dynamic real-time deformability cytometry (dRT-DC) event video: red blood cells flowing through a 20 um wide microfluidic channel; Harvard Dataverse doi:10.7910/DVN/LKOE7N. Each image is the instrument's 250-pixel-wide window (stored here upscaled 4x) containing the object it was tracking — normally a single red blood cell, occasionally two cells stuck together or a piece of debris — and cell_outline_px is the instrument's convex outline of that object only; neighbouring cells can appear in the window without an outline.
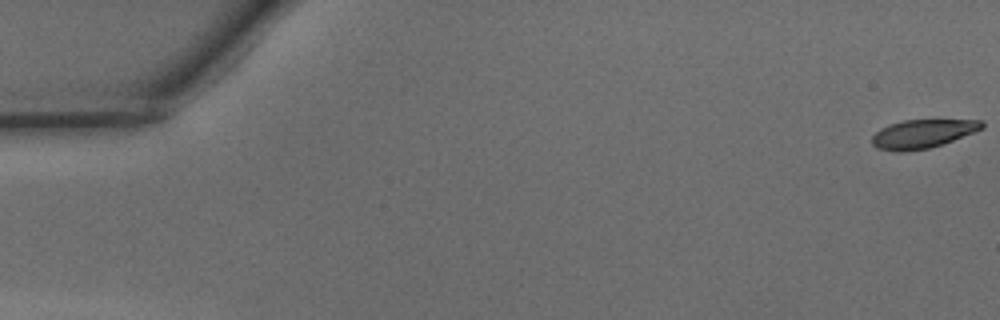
{"species": "common noctule bat (a hibernating species)", "species_latin": "Nyctalus noctula", "temperature_condition": "warm", "stored_images_in_passage": 18, "camera_frame_rate_fps": 3000, "um_per_image_px": 0.085, "animal": {"sex": "male", "body_mass_g": 15.6}, "frame": {"image": 1, "passage_image": 1, "time_ms": 0.0, "image_size_px": [1000, 320], "cell_outline_px": [[984, 128], [944, 144], [928, 148], [900, 152], [896, 152], [876, 148], [872, 144], [872, 136], [880, 128], [888, 124], [904, 120], [984, 120]], "centroid_in_image_um": [78.41, 11.37], "position_along_channel_um": 6.6, "area_um2": 18.44}}
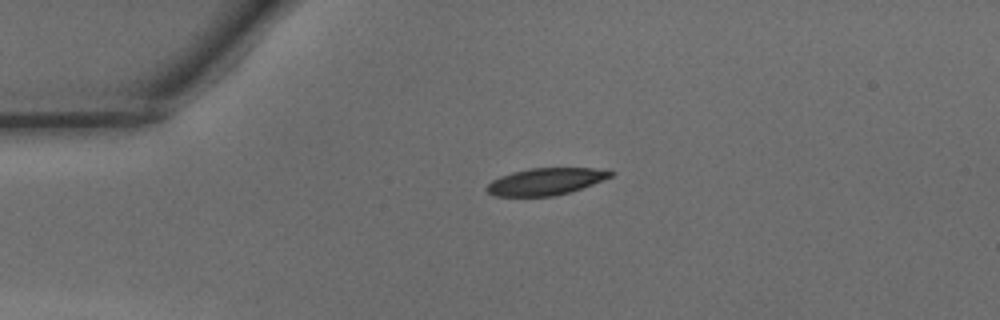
{"frame": {"image": 2, "passage_image": 12, "time_ms": 3.667, "image_size_px": [1000, 320], "cell_outline_px": [[616, 172], [612, 176], [592, 184], [568, 192], [552, 196], [496, 196], [488, 192], [484, 188], [492, 180], [500, 176], [512, 172], [528, 168], [608, 168]], "centroid_in_image_um": [46.4, 15.41], "position_along_channel_um": 38.6, "area_um2": 19.48}}
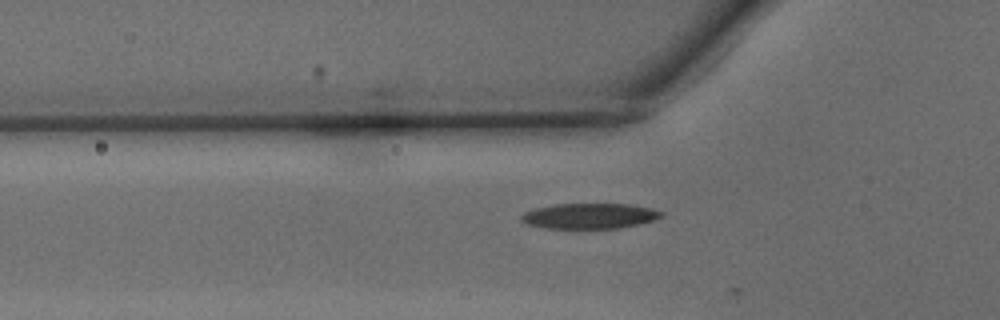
{"frame": {"image": 3, "passage_image": 17, "time_ms": 5.333, "image_size_px": [1000, 320], "cell_outline_px": [[664, 216], [656, 220], [640, 224], [620, 228], [544, 228], [528, 224], [520, 220], [520, 216], [524, 212], [536, 208], [556, 204], [632, 204], [652, 208], [664, 212]], "centroid_in_image_um": [50.17, 18.35], "position_along_channel_um": 75.6, "area_um2": 20.92}}